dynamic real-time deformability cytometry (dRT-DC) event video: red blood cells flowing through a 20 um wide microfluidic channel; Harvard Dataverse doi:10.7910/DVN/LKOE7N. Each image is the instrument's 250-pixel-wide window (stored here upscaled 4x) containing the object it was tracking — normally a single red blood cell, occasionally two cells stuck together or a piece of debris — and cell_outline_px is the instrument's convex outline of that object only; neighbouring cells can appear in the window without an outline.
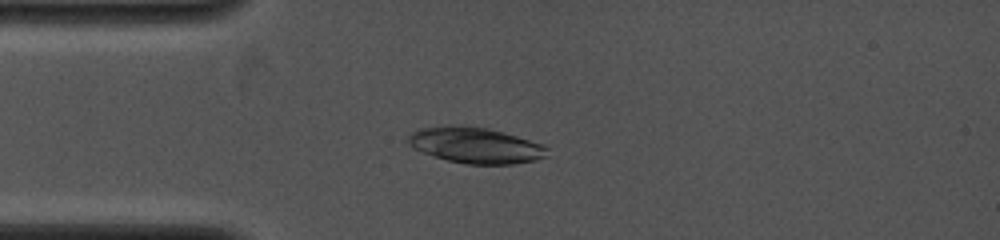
{"species": "common noctule bat (a hibernating species)", "species_latin": "Nyctalus noctula", "temperature_condition": "cold", "stored_images_in_passage": 17, "camera_frame_rate_fps": 4000, "um_per_image_px": 0.085, "animal": {"sex": "female", "body_mass_g": 19.0, "forearm_length_mm": 53.3}, "frame": {"image": 1, "passage_image": 8, "time_ms": 2.5, "image_size_px": [1000, 240], "cell_outline_px": [[548, 156], [536, 160], [512, 164], [464, 164], [448, 160], [412, 148], [404, 140], [412, 132], [420, 128], [464, 124], [488, 128], [504, 132], [544, 144], [548, 148]], "centroid_in_image_um": [40.43, 12.34], "position_along_channel_um": 44.6, "area_um2": 29.36}}
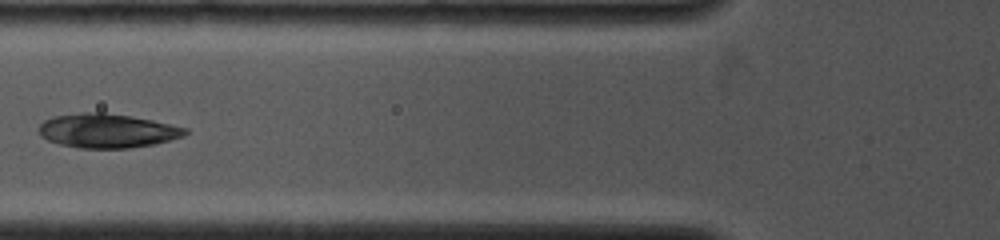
{"frame": {"image": 2, "passage_image": 13, "time_ms": 4.5, "image_size_px": [1000, 240], "cell_outline_px": [[188, 132], [184, 136], [172, 140], [156, 144], [128, 148], [80, 148], [60, 144], [48, 140], [40, 136], [40, 124], [44, 120], [52, 116], [80, 112], [104, 112], [132, 116], [152, 120], [188, 128]], "centroid_in_image_um": [9.13, 11.11], "position_along_channel_um": 116.7, "area_um2": 29.3}}
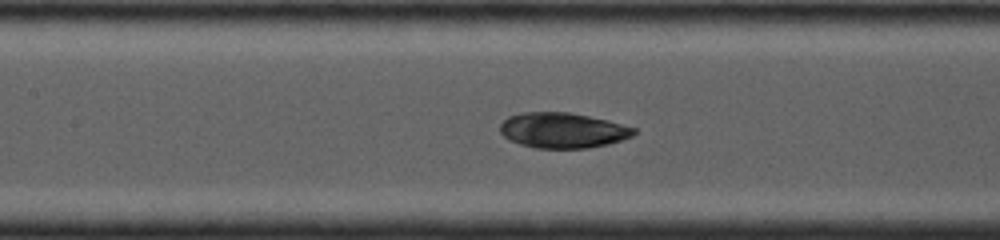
{"frame": {"image": 3, "passage_image": 16, "time_ms": 5.5, "image_size_px": [1000, 240], "cell_outline_px": [[636, 132], [632, 136], [608, 144], [588, 148], [536, 148], [520, 144], [508, 140], [500, 132], [500, 124], [508, 116], [520, 112], [568, 112], [608, 120], [636, 128]], "centroid_in_image_um": [47.81, 11.07], "position_along_channel_um": 159.6, "area_um2": 27.63}}